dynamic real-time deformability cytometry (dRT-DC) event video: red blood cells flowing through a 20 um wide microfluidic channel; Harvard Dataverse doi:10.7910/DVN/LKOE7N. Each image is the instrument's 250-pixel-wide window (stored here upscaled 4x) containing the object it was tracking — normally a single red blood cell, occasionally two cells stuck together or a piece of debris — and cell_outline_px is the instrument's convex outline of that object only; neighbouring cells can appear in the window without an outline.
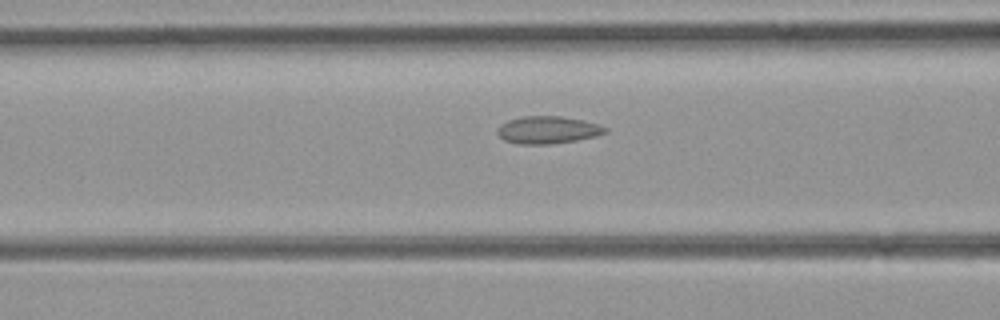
{"species": "common noctule bat (a hibernating species)", "species_latin": "Nyctalus noctula", "temperature_condition": "room temperature", "stored_images_in_passage": 13, "camera_frame_rate_fps": 3000, "um_per_image_px": 0.085, "animal": {"sex": "female", "body_mass_g": 21.9}, "frame": {"image": 1, "passage_image": 11, "time_ms": 3.333, "image_size_px": [1000, 320], "cell_outline_px": [[608, 132], [596, 136], [576, 140], [548, 144], [520, 144], [504, 140], [496, 132], [496, 128], [500, 124], [508, 120], [520, 116], [560, 116], [580, 120], [596, 124], [608, 128]], "centroid_in_image_um": [46.51, 11.04], "position_along_channel_um": 120.1, "area_um2": 17.17}}